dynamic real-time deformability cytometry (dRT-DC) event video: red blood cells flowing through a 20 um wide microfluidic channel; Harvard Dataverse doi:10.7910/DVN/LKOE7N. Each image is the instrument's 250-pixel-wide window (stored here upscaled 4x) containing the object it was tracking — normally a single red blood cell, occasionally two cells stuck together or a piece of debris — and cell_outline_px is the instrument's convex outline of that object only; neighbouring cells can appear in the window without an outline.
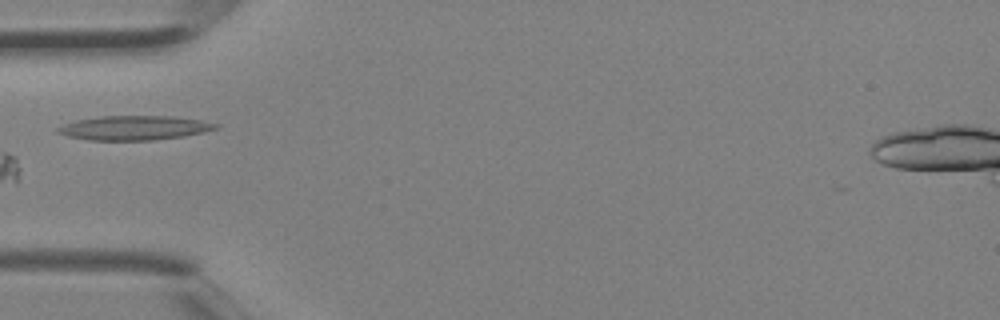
{"species": "Egyptian fruit bat (a non-hibernating species)", "species_latin": "Rousettus aegyptiacus", "temperature_condition": "room temperature", "stored_images_in_passage": 4, "camera_frame_rate_fps": 3000, "um_per_image_px": 0.085, "animal": {"sex": "female"}, "frame": {"image": 1, "passage_image": 4, "time_ms": 1.0, "image_size_px": [1000, 320], "cell_outline_px": [[220, 128], [184, 136], [152, 140], [88, 140], [68, 136], [56, 132], [56, 128], [64, 124], [76, 120], [100, 116], [172, 116], [200, 120], [220, 124]], "centroid_in_image_um": [11.42, 10.86], "position_along_channel_um": 73.6, "area_um2": 22.37}}